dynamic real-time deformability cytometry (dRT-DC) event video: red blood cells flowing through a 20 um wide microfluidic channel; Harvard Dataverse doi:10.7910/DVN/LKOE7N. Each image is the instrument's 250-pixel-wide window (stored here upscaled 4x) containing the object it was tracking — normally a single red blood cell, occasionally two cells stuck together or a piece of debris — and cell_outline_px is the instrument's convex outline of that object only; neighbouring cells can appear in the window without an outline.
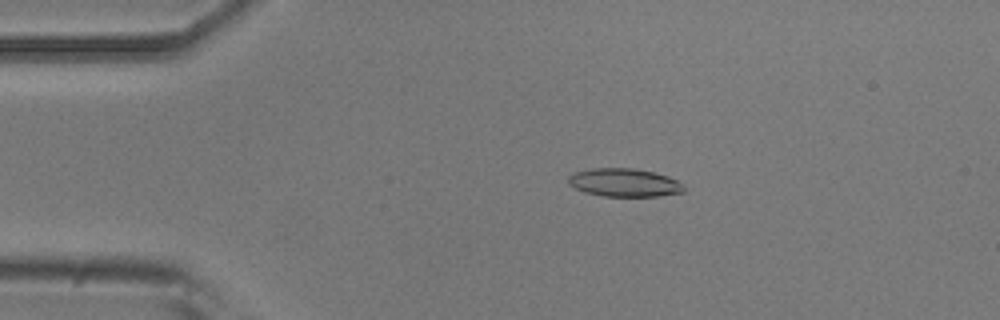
{"species": "common noctule bat (a hibernating species)", "species_latin": "Nyctalus noctula", "temperature_condition": "room temperature", "stored_images_in_passage": 51, "camera_frame_rate_fps": 3000, "um_per_image_px": 0.085, "animal": {"sex": "male", "body_mass_g": 20.5, "forearm_length_mm": 52.5}, "frame": {"image": 1, "passage_image": 10, "time_ms": 3.0, "image_size_px": [1000, 320], "cell_outline_px": [[684, 192], [660, 196], [604, 196], [584, 192], [568, 184], [568, 176], [576, 172], [592, 168], [632, 168], [652, 172], [668, 176], [684, 184]], "centroid_in_image_um": [53.07, 15.52], "position_along_channel_um": 31.9, "area_um2": 18.96}}
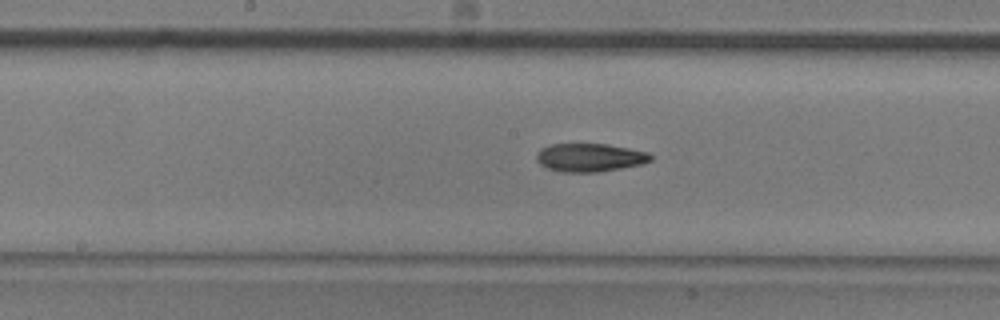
{"frame": {"image": 2, "passage_image": 26, "time_ms": 8.333, "image_size_px": [1000, 320], "cell_outline_px": [[652, 160], [644, 164], [600, 172], [560, 172], [548, 168], [540, 164], [536, 160], [536, 156], [540, 148], [552, 144], [608, 144], [648, 152], [652, 156]], "centroid_in_image_um": [50.15, 13.39], "position_along_channel_um": 198.1, "area_um2": 18.96}}
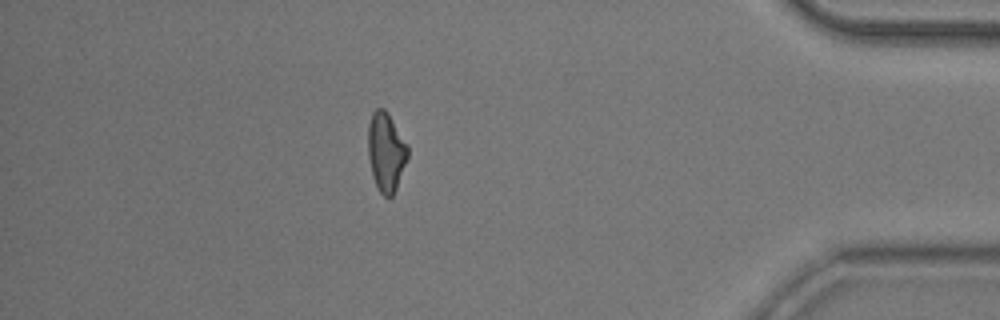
{"frame": {"image": 3, "passage_image": 45, "time_ms": 14.667, "image_size_px": [1000, 320], "cell_outline_px": [[408, 156], [396, 188], [392, 196], [388, 200], [380, 192], [372, 176], [368, 156], [368, 124], [372, 112], [376, 108], [384, 108], [388, 112], [408, 144]], "centroid_in_image_um": [32.81, 12.89], "position_along_channel_um": 402.4, "area_um2": 18.44}, "authors_computed_cell_mechanics": {"area_um2": 18.6694, "velocity_mm_per_s": 3.9076, "shape_relaxation_time_tau1_ms": 5.4861, "shape_relaxation_time_tau2_ms": 5.1043, "deformation_change_tau1": 0.1611, "deformation_change_tau2": 0.1439}}